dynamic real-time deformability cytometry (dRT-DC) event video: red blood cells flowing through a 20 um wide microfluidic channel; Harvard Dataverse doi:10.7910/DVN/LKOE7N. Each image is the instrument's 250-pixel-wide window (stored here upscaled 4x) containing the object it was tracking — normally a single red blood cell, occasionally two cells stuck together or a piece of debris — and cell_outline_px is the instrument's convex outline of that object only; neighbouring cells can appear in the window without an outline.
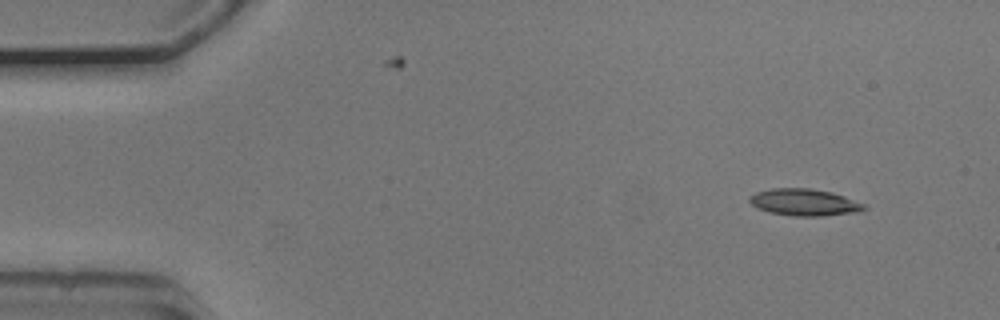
{"species": "common noctule bat (a hibernating species)", "species_latin": "Nyctalus noctula", "temperature_condition": "cold", "stored_images_in_passage": 52, "camera_frame_rate_fps": 3000, "um_per_image_px": 0.085, "animal": {"sex": "male", "body_mass_g": 20.5, "forearm_length_mm": 52.5}, "frame": {"image": 1, "passage_image": 3, "time_ms": 0.667, "image_size_px": [1000, 320], "cell_outline_px": [[868, 208], [860, 212], [820, 216], [792, 216], [768, 212], [756, 208], [748, 200], [756, 192], [772, 188], [812, 188], [832, 192], [868, 204]], "centroid_in_image_um": [68.43, 17.2], "position_along_channel_um": 16.6, "area_um2": 18.21}}
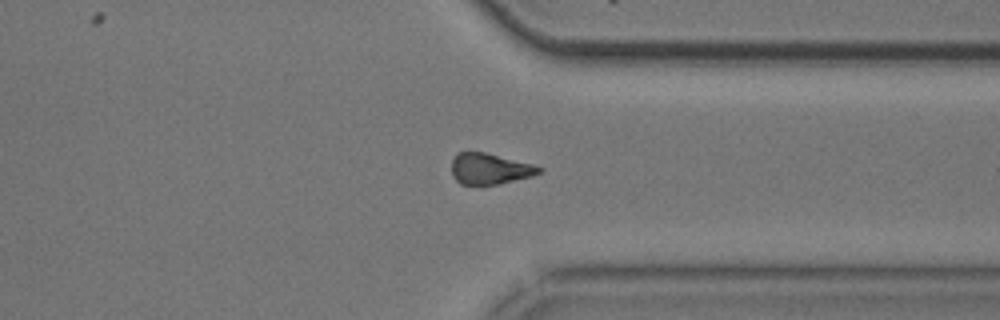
{"frame": {"image": 2, "passage_image": 39, "time_ms": 12.667, "image_size_px": [1000, 320], "cell_outline_px": [[544, 168], [540, 172], [532, 176], [500, 184], [460, 184], [452, 176], [452, 160], [456, 152], [484, 152], [532, 164]], "centroid_in_image_um": [41.61, 14.35], "position_along_channel_um": 369.8, "area_um2": 15.72}}
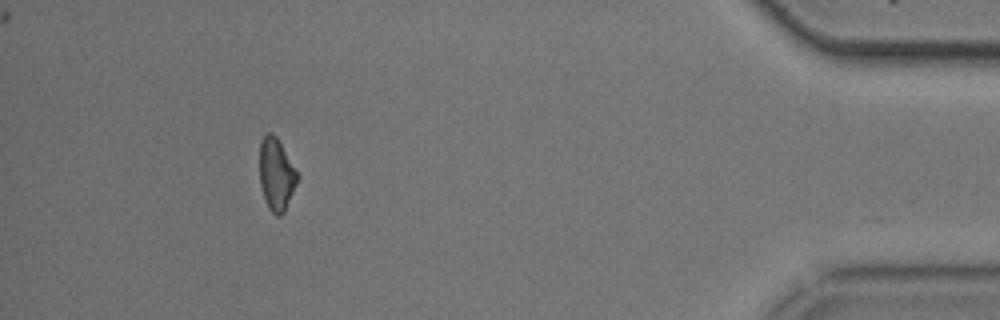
{"frame": {"image": 3, "passage_image": 47, "time_ms": 15.333, "image_size_px": [1000, 320], "cell_outline_px": [[300, 176], [284, 212], [280, 216], [276, 216], [268, 208], [264, 200], [260, 184], [260, 140], [268, 132], [272, 132], [276, 136]], "centroid_in_image_um": [23.48, 14.83], "position_along_channel_um": 411.7, "area_um2": 15.95}}